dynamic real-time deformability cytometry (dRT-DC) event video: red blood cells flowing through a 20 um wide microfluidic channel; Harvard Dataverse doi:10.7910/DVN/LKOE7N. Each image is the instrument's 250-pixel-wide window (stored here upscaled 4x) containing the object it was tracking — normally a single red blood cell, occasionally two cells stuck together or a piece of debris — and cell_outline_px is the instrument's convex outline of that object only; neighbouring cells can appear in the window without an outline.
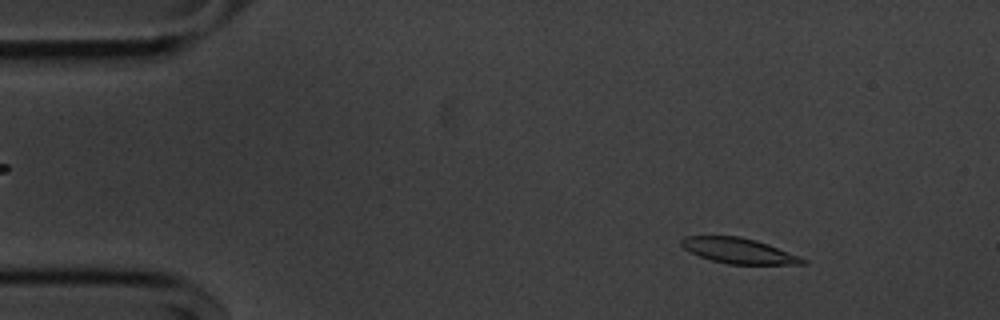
{"species": "common noctule bat (a hibernating species)", "species_latin": "Nyctalus noctula", "temperature_condition": "cold", "stored_images_in_passage": 54, "camera_frame_rate_fps": 3000, "um_per_image_px": 0.085, "animal": {"sex": "male", "body_mass_g": 20.1, "forearm_length_mm": 53.5}, "frame": {"image": 1, "passage_image": 6, "time_ms": 1.667, "image_size_px": [1000, 320], "cell_outline_px": [[808, 264], [728, 264], [712, 260], [700, 256], [684, 248], [680, 244], [680, 240], [684, 236], [740, 236], [756, 240], [768, 244], [800, 256], [808, 260]], "centroid_in_image_um": [62.82, 21.31], "position_along_channel_um": 22.2, "area_um2": 17.92}}
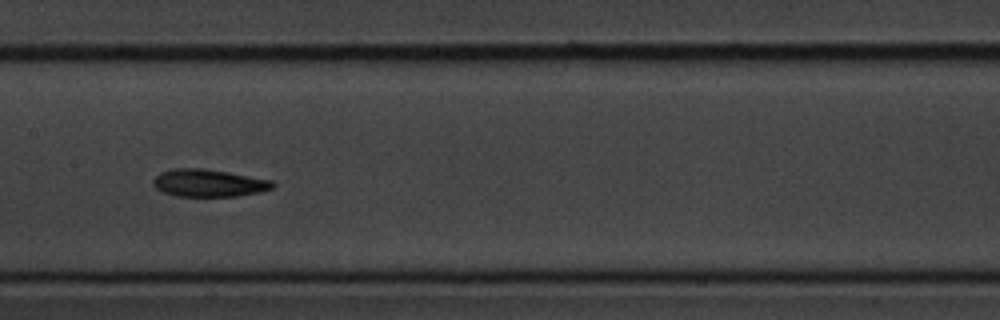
{"frame": {"image": 2, "passage_image": 26, "time_ms": 8.333, "image_size_px": [1000, 320], "cell_outline_px": [[276, 184], [272, 188], [260, 192], [236, 196], [176, 196], [164, 192], [156, 188], [152, 184], [152, 180], [160, 172], [172, 168], [204, 168], [228, 172], [272, 180]], "centroid_in_image_um": [17.72, 15.55], "position_along_channel_um": 189.7, "area_um2": 19.19}}
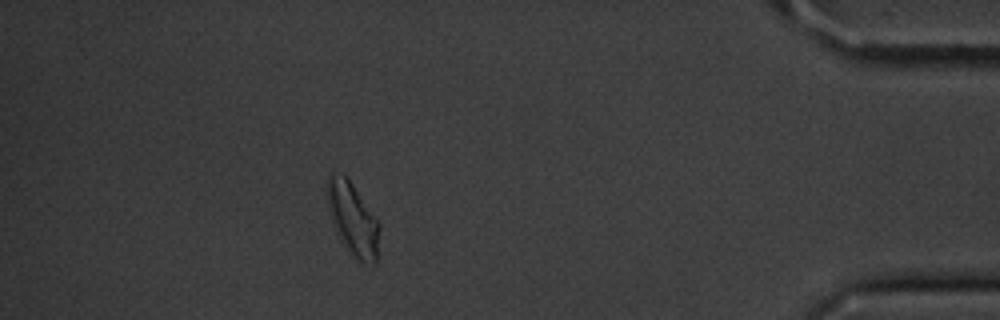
{"frame": {"image": 3, "passage_image": 48, "time_ms": 15.667, "image_size_px": [1000, 320], "cell_outline_px": [[380, 228], [376, 264], [372, 264], [356, 260], [348, 252], [340, 240], [332, 224], [328, 208], [328, 176], [344, 176], [352, 184], [380, 224]], "centroid_in_image_um": [30.01, 18.73], "position_along_channel_um": 405.2, "area_um2": 21.68}, "authors_computed_cell_mechanics": {"area_um2": 19.2185, "velocity_mm_per_s": 3.5954, "shape_relaxation_time_tau1_ms": 2.5053, "shape_relaxation_time_tau2_ms": 6.0824, "deformation_change_tau1": 0.1306, "deformation_change_tau2": 0.1177}}